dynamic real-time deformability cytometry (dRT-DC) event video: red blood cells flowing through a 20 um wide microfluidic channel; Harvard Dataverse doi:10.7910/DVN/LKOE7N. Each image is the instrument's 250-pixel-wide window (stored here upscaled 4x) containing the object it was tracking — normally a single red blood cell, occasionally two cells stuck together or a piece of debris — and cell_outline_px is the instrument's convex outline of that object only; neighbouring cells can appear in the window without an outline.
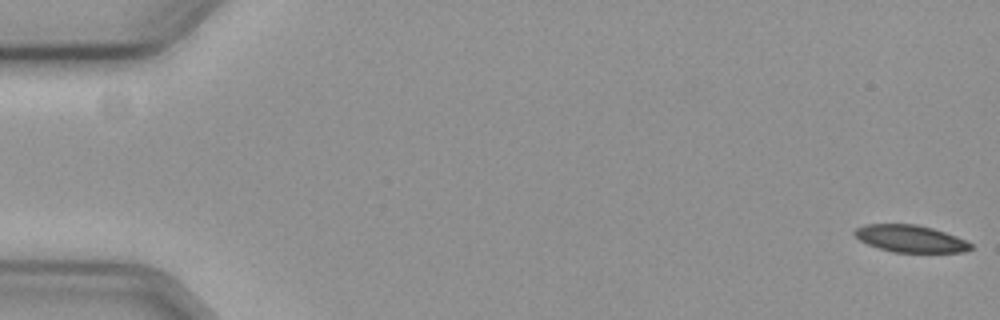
{"species": "common noctule bat (a hibernating species)", "species_latin": "Nyctalus noctula", "temperature_condition": "cold", "stored_images_in_passage": 58, "camera_frame_rate_fps": 3000, "um_per_image_px": 0.085, "animal": {"sex": "female", "body_mass_g": 19.3, "forearm_length_mm": 54.1}, "frame": {"image": 1, "passage_image": 1, "time_ms": 0.0, "image_size_px": [1000, 320], "cell_outline_px": [[972, 248], [964, 252], [892, 252], [868, 244], [860, 240], [852, 232], [856, 228], [864, 224], [916, 224], [932, 228], [956, 236], [972, 244]], "centroid_in_image_um": [77.36, 20.28], "position_along_channel_um": 7.6, "area_um2": 18.21}}
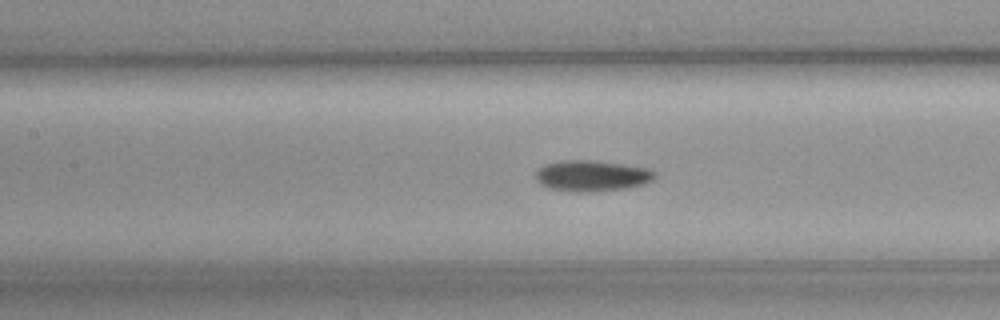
{"frame": {"image": 2, "passage_image": 27, "time_ms": 8.667, "image_size_px": [1000, 320], "cell_outline_px": [[656, 176], [652, 180], [644, 184], [628, 188], [592, 192], [572, 192], [552, 188], [540, 184], [536, 180], [536, 172], [544, 164], [564, 160], [596, 160], [652, 168], [656, 172]], "centroid_in_image_um": [50.36, 14.94], "position_along_channel_um": 157.0, "area_um2": 21.79}}
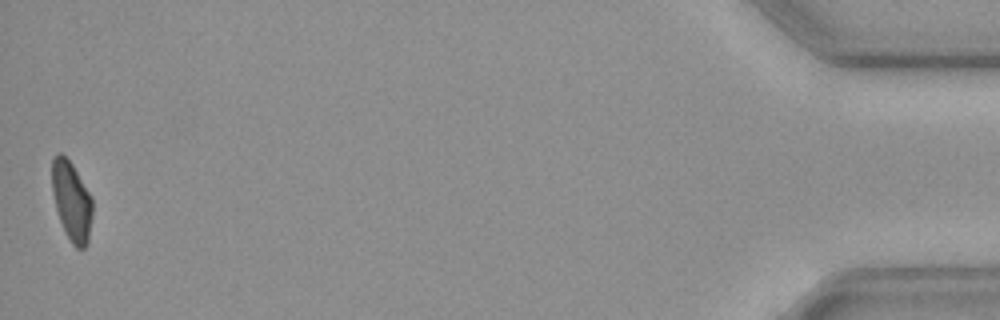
{"frame": {"image": 3, "passage_image": 58, "time_ms": 19.0, "image_size_px": [1000, 320], "cell_outline_px": [[92, 216], [88, 244], [84, 248], [76, 248], [72, 244], [60, 220], [56, 208], [52, 192], [52, 160], [56, 152], [60, 152], [72, 164], [92, 196]], "centroid_in_image_um": [6.1, 17.08], "position_along_channel_um": 429.1, "area_um2": 18.67}}